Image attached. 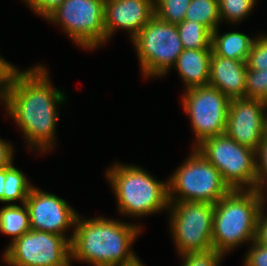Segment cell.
I'll list each match as a JSON object with an SVG mask.
<instances>
[{
	"instance_id": "obj_1",
	"label": "cell",
	"mask_w": 267,
	"mask_h": 266,
	"mask_svg": "<svg viewBox=\"0 0 267 266\" xmlns=\"http://www.w3.org/2000/svg\"><path fill=\"white\" fill-rule=\"evenodd\" d=\"M64 101L65 93L52 86L47 69L37 65L16 73L3 105L29 147L45 153L55 147L57 108Z\"/></svg>"
},
{
	"instance_id": "obj_2",
	"label": "cell",
	"mask_w": 267,
	"mask_h": 266,
	"mask_svg": "<svg viewBox=\"0 0 267 266\" xmlns=\"http://www.w3.org/2000/svg\"><path fill=\"white\" fill-rule=\"evenodd\" d=\"M77 216L70 242V261L93 266H130L139 261L131 249L140 226L103 217Z\"/></svg>"
},
{
	"instance_id": "obj_3",
	"label": "cell",
	"mask_w": 267,
	"mask_h": 266,
	"mask_svg": "<svg viewBox=\"0 0 267 266\" xmlns=\"http://www.w3.org/2000/svg\"><path fill=\"white\" fill-rule=\"evenodd\" d=\"M266 197L259 189L231 190L214 204L213 249L227 254L245 242L255 240L257 218Z\"/></svg>"
},
{
	"instance_id": "obj_4",
	"label": "cell",
	"mask_w": 267,
	"mask_h": 266,
	"mask_svg": "<svg viewBox=\"0 0 267 266\" xmlns=\"http://www.w3.org/2000/svg\"><path fill=\"white\" fill-rule=\"evenodd\" d=\"M106 171L121 214L147 216L169 209L168 181L156 180L140 166L115 163Z\"/></svg>"
},
{
	"instance_id": "obj_5",
	"label": "cell",
	"mask_w": 267,
	"mask_h": 266,
	"mask_svg": "<svg viewBox=\"0 0 267 266\" xmlns=\"http://www.w3.org/2000/svg\"><path fill=\"white\" fill-rule=\"evenodd\" d=\"M167 181L169 202L216 204L231 191L220 171L196 148Z\"/></svg>"
},
{
	"instance_id": "obj_6",
	"label": "cell",
	"mask_w": 267,
	"mask_h": 266,
	"mask_svg": "<svg viewBox=\"0 0 267 266\" xmlns=\"http://www.w3.org/2000/svg\"><path fill=\"white\" fill-rule=\"evenodd\" d=\"M143 76L164 77L175 65L184 47L176 24L154 15L131 41Z\"/></svg>"
},
{
	"instance_id": "obj_7",
	"label": "cell",
	"mask_w": 267,
	"mask_h": 266,
	"mask_svg": "<svg viewBox=\"0 0 267 266\" xmlns=\"http://www.w3.org/2000/svg\"><path fill=\"white\" fill-rule=\"evenodd\" d=\"M196 150L220 171L231 190L257 189L256 151L226 133L205 139Z\"/></svg>"
},
{
	"instance_id": "obj_8",
	"label": "cell",
	"mask_w": 267,
	"mask_h": 266,
	"mask_svg": "<svg viewBox=\"0 0 267 266\" xmlns=\"http://www.w3.org/2000/svg\"><path fill=\"white\" fill-rule=\"evenodd\" d=\"M170 229L178 255L213 249L214 204L169 202Z\"/></svg>"
},
{
	"instance_id": "obj_9",
	"label": "cell",
	"mask_w": 267,
	"mask_h": 266,
	"mask_svg": "<svg viewBox=\"0 0 267 266\" xmlns=\"http://www.w3.org/2000/svg\"><path fill=\"white\" fill-rule=\"evenodd\" d=\"M105 0H64L46 20L62 27L79 47L92 50L106 43Z\"/></svg>"
},
{
	"instance_id": "obj_10",
	"label": "cell",
	"mask_w": 267,
	"mask_h": 266,
	"mask_svg": "<svg viewBox=\"0 0 267 266\" xmlns=\"http://www.w3.org/2000/svg\"><path fill=\"white\" fill-rule=\"evenodd\" d=\"M182 102L195 134L193 148L205 139L225 133L230 99L217 88L207 85L187 89Z\"/></svg>"
},
{
	"instance_id": "obj_11",
	"label": "cell",
	"mask_w": 267,
	"mask_h": 266,
	"mask_svg": "<svg viewBox=\"0 0 267 266\" xmlns=\"http://www.w3.org/2000/svg\"><path fill=\"white\" fill-rule=\"evenodd\" d=\"M3 257L9 266H70V242L62 235L30 230L9 244Z\"/></svg>"
},
{
	"instance_id": "obj_12",
	"label": "cell",
	"mask_w": 267,
	"mask_h": 266,
	"mask_svg": "<svg viewBox=\"0 0 267 266\" xmlns=\"http://www.w3.org/2000/svg\"><path fill=\"white\" fill-rule=\"evenodd\" d=\"M225 133L257 151L267 133V102L245 97L230 99Z\"/></svg>"
},
{
	"instance_id": "obj_13",
	"label": "cell",
	"mask_w": 267,
	"mask_h": 266,
	"mask_svg": "<svg viewBox=\"0 0 267 266\" xmlns=\"http://www.w3.org/2000/svg\"><path fill=\"white\" fill-rule=\"evenodd\" d=\"M25 204L29 211L31 230L44 231L64 236L71 226H75L78 213L55 194L41 191L35 186L31 189Z\"/></svg>"
},
{
	"instance_id": "obj_14",
	"label": "cell",
	"mask_w": 267,
	"mask_h": 266,
	"mask_svg": "<svg viewBox=\"0 0 267 266\" xmlns=\"http://www.w3.org/2000/svg\"><path fill=\"white\" fill-rule=\"evenodd\" d=\"M154 15V0H105L106 42L117 29L128 31L132 40Z\"/></svg>"
},
{
	"instance_id": "obj_15",
	"label": "cell",
	"mask_w": 267,
	"mask_h": 266,
	"mask_svg": "<svg viewBox=\"0 0 267 266\" xmlns=\"http://www.w3.org/2000/svg\"><path fill=\"white\" fill-rule=\"evenodd\" d=\"M246 72L245 61L224 58L212 53L208 85L217 88L229 99L244 98Z\"/></svg>"
},
{
	"instance_id": "obj_16",
	"label": "cell",
	"mask_w": 267,
	"mask_h": 266,
	"mask_svg": "<svg viewBox=\"0 0 267 266\" xmlns=\"http://www.w3.org/2000/svg\"><path fill=\"white\" fill-rule=\"evenodd\" d=\"M211 57L212 48L183 49L173 67L183 80L185 90L209 84Z\"/></svg>"
},
{
	"instance_id": "obj_17",
	"label": "cell",
	"mask_w": 267,
	"mask_h": 266,
	"mask_svg": "<svg viewBox=\"0 0 267 266\" xmlns=\"http://www.w3.org/2000/svg\"><path fill=\"white\" fill-rule=\"evenodd\" d=\"M253 42L254 38L237 31L220 35L217 28L211 34V47L214 55L239 61L246 62Z\"/></svg>"
},
{
	"instance_id": "obj_18",
	"label": "cell",
	"mask_w": 267,
	"mask_h": 266,
	"mask_svg": "<svg viewBox=\"0 0 267 266\" xmlns=\"http://www.w3.org/2000/svg\"><path fill=\"white\" fill-rule=\"evenodd\" d=\"M7 204L0 209V232L12 236V242L31 230L29 211L25 203Z\"/></svg>"
},
{
	"instance_id": "obj_19",
	"label": "cell",
	"mask_w": 267,
	"mask_h": 266,
	"mask_svg": "<svg viewBox=\"0 0 267 266\" xmlns=\"http://www.w3.org/2000/svg\"><path fill=\"white\" fill-rule=\"evenodd\" d=\"M184 20L196 21L212 33L222 22L218 0H191Z\"/></svg>"
},
{
	"instance_id": "obj_20",
	"label": "cell",
	"mask_w": 267,
	"mask_h": 266,
	"mask_svg": "<svg viewBox=\"0 0 267 266\" xmlns=\"http://www.w3.org/2000/svg\"><path fill=\"white\" fill-rule=\"evenodd\" d=\"M34 186L28 181L26 175L16 168L13 163L6 167V180L4 183L3 202L15 204L11 202L25 203L31 189Z\"/></svg>"
},
{
	"instance_id": "obj_21",
	"label": "cell",
	"mask_w": 267,
	"mask_h": 266,
	"mask_svg": "<svg viewBox=\"0 0 267 266\" xmlns=\"http://www.w3.org/2000/svg\"><path fill=\"white\" fill-rule=\"evenodd\" d=\"M176 26L184 49L212 48V33L204 25L196 21L183 20Z\"/></svg>"
},
{
	"instance_id": "obj_22",
	"label": "cell",
	"mask_w": 267,
	"mask_h": 266,
	"mask_svg": "<svg viewBox=\"0 0 267 266\" xmlns=\"http://www.w3.org/2000/svg\"><path fill=\"white\" fill-rule=\"evenodd\" d=\"M191 0H154L155 15L171 24L181 23Z\"/></svg>"
},
{
	"instance_id": "obj_23",
	"label": "cell",
	"mask_w": 267,
	"mask_h": 266,
	"mask_svg": "<svg viewBox=\"0 0 267 266\" xmlns=\"http://www.w3.org/2000/svg\"><path fill=\"white\" fill-rule=\"evenodd\" d=\"M257 0H218L221 21L239 23L252 12Z\"/></svg>"
},
{
	"instance_id": "obj_24",
	"label": "cell",
	"mask_w": 267,
	"mask_h": 266,
	"mask_svg": "<svg viewBox=\"0 0 267 266\" xmlns=\"http://www.w3.org/2000/svg\"><path fill=\"white\" fill-rule=\"evenodd\" d=\"M245 98L267 102V69H247Z\"/></svg>"
},
{
	"instance_id": "obj_25",
	"label": "cell",
	"mask_w": 267,
	"mask_h": 266,
	"mask_svg": "<svg viewBox=\"0 0 267 266\" xmlns=\"http://www.w3.org/2000/svg\"><path fill=\"white\" fill-rule=\"evenodd\" d=\"M246 65L247 69L258 71L267 69V35L262 34L254 39Z\"/></svg>"
},
{
	"instance_id": "obj_26",
	"label": "cell",
	"mask_w": 267,
	"mask_h": 266,
	"mask_svg": "<svg viewBox=\"0 0 267 266\" xmlns=\"http://www.w3.org/2000/svg\"><path fill=\"white\" fill-rule=\"evenodd\" d=\"M180 256L183 259L182 266H219L224 255L212 249L201 252H189Z\"/></svg>"
},
{
	"instance_id": "obj_27",
	"label": "cell",
	"mask_w": 267,
	"mask_h": 266,
	"mask_svg": "<svg viewBox=\"0 0 267 266\" xmlns=\"http://www.w3.org/2000/svg\"><path fill=\"white\" fill-rule=\"evenodd\" d=\"M19 69L0 56V101L5 102Z\"/></svg>"
},
{
	"instance_id": "obj_28",
	"label": "cell",
	"mask_w": 267,
	"mask_h": 266,
	"mask_svg": "<svg viewBox=\"0 0 267 266\" xmlns=\"http://www.w3.org/2000/svg\"><path fill=\"white\" fill-rule=\"evenodd\" d=\"M257 189L267 185V133L256 151Z\"/></svg>"
},
{
	"instance_id": "obj_29",
	"label": "cell",
	"mask_w": 267,
	"mask_h": 266,
	"mask_svg": "<svg viewBox=\"0 0 267 266\" xmlns=\"http://www.w3.org/2000/svg\"><path fill=\"white\" fill-rule=\"evenodd\" d=\"M244 259L245 266H267V247L254 240Z\"/></svg>"
},
{
	"instance_id": "obj_30",
	"label": "cell",
	"mask_w": 267,
	"mask_h": 266,
	"mask_svg": "<svg viewBox=\"0 0 267 266\" xmlns=\"http://www.w3.org/2000/svg\"><path fill=\"white\" fill-rule=\"evenodd\" d=\"M64 0H24L29 5L30 9L39 16L47 18L55 11Z\"/></svg>"
},
{
	"instance_id": "obj_31",
	"label": "cell",
	"mask_w": 267,
	"mask_h": 266,
	"mask_svg": "<svg viewBox=\"0 0 267 266\" xmlns=\"http://www.w3.org/2000/svg\"><path fill=\"white\" fill-rule=\"evenodd\" d=\"M264 204L259 210L255 241L267 247V213L264 214Z\"/></svg>"
},
{
	"instance_id": "obj_32",
	"label": "cell",
	"mask_w": 267,
	"mask_h": 266,
	"mask_svg": "<svg viewBox=\"0 0 267 266\" xmlns=\"http://www.w3.org/2000/svg\"><path fill=\"white\" fill-rule=\"evenodd\" d=\"M13 149L10 142L0 139V169L10 166L13 163Z\"/></svg>"
},
{
	"instance_id": "obj_33",
	"label": "cell",
	"mask_w": 267,
	"mask_h": 266,
	"mask_svg": "<svg viewBox=\"0 0 267 266\" xmlns=\"http://www.w3.org/2000/svg\"><path fill=\"white\" fill-rule=\"evenodd\" d=\"M5 180H6V167L0 169V202H3Z\"/></svg>"
},
{
	"instance_id": "obj_34",
	"label": "cell",
	"mask_w": 267,
	"mask_h": 266,
	"mask_svg": "<svg viewBox=\"0 0 267 266\" xmlns=\"http://www.w3.org/2000/svg\"><path fill=\"white\" fill-rule=\"evenodd\" d=\"M130 266H144L141 261L139 260L138 262H136L135 264L133 265H130Z\"/></svg>"
},
{
	"instance_id": "obj_35",
	"label": "cell",
	"mask_w": 267,
	"mask_h": 266,
	"mask_svg": "<svg viewBox=\"0 0 267 266\" xmlns=\"http://www.w3.org/2000/svg\"><path fill=\"white\" fill-rule=\"evenodd\" d=\"M266 188V189H265ZM265 190H267V185L265 186V187H263V189H261V191H262V193H263V195H265L266 193H265ZM267 192V191H266Z\"/></svg>"
}]
</instances>
